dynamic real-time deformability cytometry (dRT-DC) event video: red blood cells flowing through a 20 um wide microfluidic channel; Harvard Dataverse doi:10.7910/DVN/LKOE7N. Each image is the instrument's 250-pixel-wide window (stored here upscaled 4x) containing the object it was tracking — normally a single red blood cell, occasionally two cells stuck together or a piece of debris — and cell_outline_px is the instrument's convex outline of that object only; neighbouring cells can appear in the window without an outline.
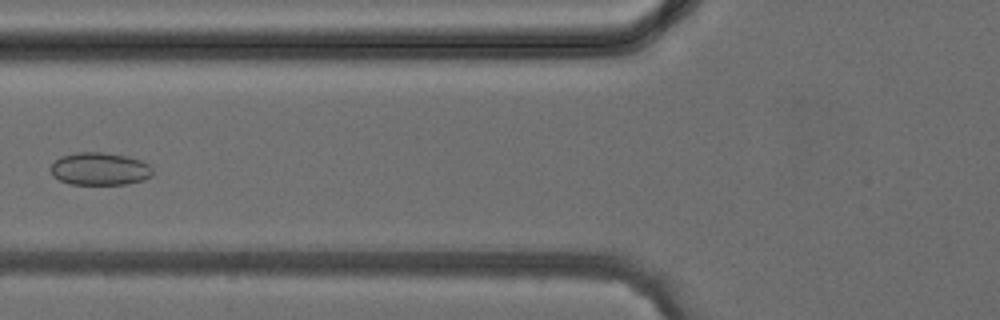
{"species": "common noctule bat (a hibernating species)", "species_latin": "Nyctalus noctula", "temperature_condition": "cold", "stored_images_in_passage": 4, "camera_frame_rate_fps": 3000, "um_per_image_px": 0.085, "animal": {"sex": "female", "body_mass_g": 24.6, "forearm_length_mm": 56.2}, "frame": {"image": 1, "passage_image": 4, "time_ms": 3.333, "image_size_px": [1000, 320], "cell_outline_px": [[152, 176], [144, 180], [124, 184], [68, 184], [52, 176], [52, 164], [60, 156], [76, 152], [104, 152], [124, 156], [140, 160], [148, 164], [152, 168]], "centroid_in_image_um": [8.47, 14.35], "position_along_channel_um": 117.3, "area_um2": 19.36}}